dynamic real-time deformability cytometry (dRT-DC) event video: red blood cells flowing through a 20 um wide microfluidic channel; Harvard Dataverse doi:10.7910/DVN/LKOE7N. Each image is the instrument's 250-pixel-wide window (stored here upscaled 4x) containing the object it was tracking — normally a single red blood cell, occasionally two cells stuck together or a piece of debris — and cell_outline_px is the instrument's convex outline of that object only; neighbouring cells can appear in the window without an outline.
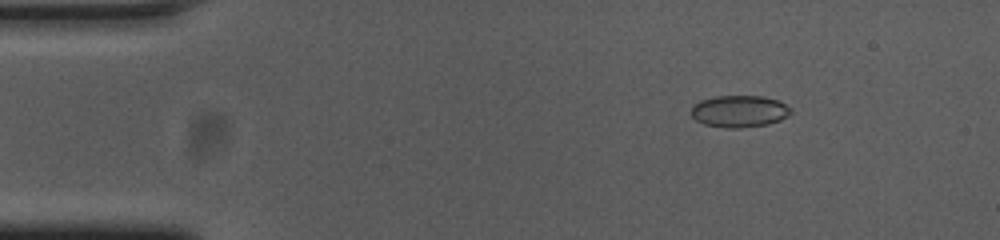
{"species": "common noctule bat (a hibernating species)", "species_latin": "Nyctalus noctula", "temperature_condition": "cold", "stored_images_in_passage": 55, "camera_frame_rate_fps": 3000, "um_per_image_px": 0.085, "animal": {"sex": "female", "body_mass_g": 23.0, "forearm_length_mm": 53.4}, "frame": {"image": 1, "passage_image": 8, "time_ms": 2.333, "image_size_px": [1000, 240], "cell_outline_px": [[792, 112], [788, 116], [780, 120], [768, 124], [740, 128], [724, 128], [704, 124], [696, 120], [688, 112], [692, 104], [700, 100], [716, 96], [764, 96], [776, 100], [792, 108]], "centroid_in_image_um": [62.8, 9.46], "position_along_channel_um": 22.2, "area_um2": 18.79}}
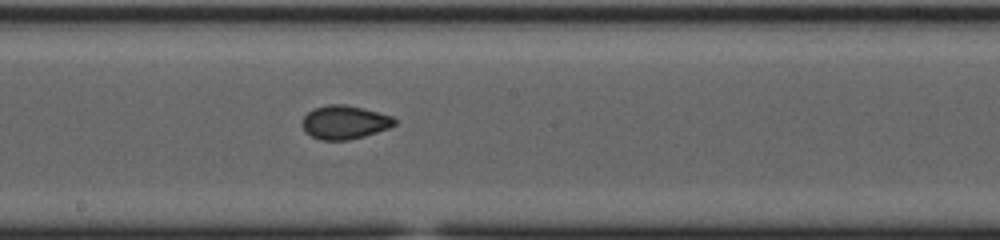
{"frame": {"image": 2, "passage_image": 30, "time_ms": 9.667, "image_size_px": [1000, 240], "cell_outline_px": [[396, 124], [388, 128], [364, 136], [348, 140], [320, 140], [304, 132], [300, 124], [304, 116], [308, 112], [316, 108], [328, 104], [344, 104], [364, 108], [392, 116], [396, 120]], "centroid_in_image_um": [29.26, 10.39], "position_along_channel_um": 218.9, "area_um2": 18.15}}
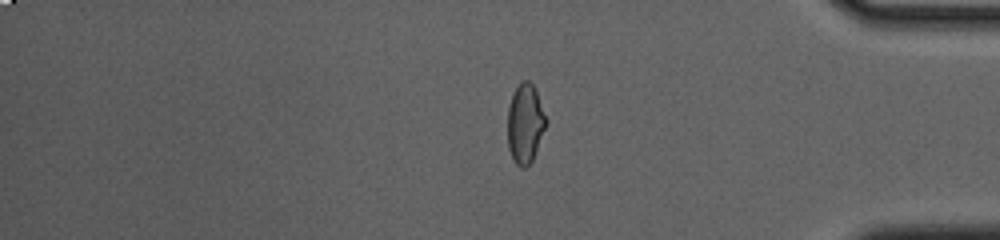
{"frame": {"image": 3, "passage_image": 46, "time_ms": 15.0, "image_size_px": [1000, 240], "cell_outline_px": [[548, 120], [532, 160], [524, 168], [520, 168], [516, 164], [508, 148], [508, 108], [512, 96], [520, 80], [528, 80], [536, 88]], "centroid_in_image_um": [44.65, 10.46], "position_along_channel_um": 390.6, "area_um2": 17.8}, "authors_computed_cell_mechanics": {"area_um2": 18.0336, "velocity_mm_per_s": 3.6932, "shape_relaxation_time_tau1_ms": 6.4001, "shape_relaxation_time_tau2_ms": 1.2031, "deformation_change_tau1": 0.1425, "deformation_change_tau2": 0.0459}}